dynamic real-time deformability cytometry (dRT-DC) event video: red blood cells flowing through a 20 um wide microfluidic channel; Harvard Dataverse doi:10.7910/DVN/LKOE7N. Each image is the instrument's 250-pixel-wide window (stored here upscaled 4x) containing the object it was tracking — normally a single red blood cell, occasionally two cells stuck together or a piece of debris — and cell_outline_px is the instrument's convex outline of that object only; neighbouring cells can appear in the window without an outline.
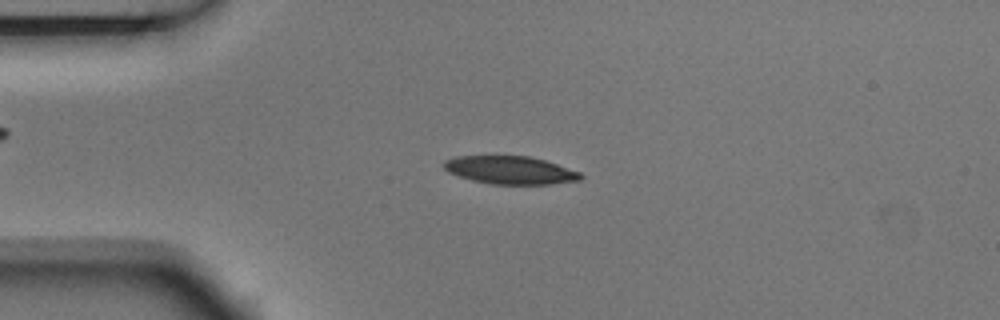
{"species": "Egyptian fruit bat (a non-hibernating species)", "species_latin": "Rousettus aegyptiacus", "temperature_condition": "room temperature", "stored_images_in_passage": 6, "camera_frame_rate_fps": 3000, "um_per_image_px": 0.085, "animal": {"sex": "male"}, "frame": {"image": 1, "passage_image": 3, "time_ms": 0.667, "image_size_px": [1000, 320], "cell_outline_px": [[584, 176], [580, 180], [548, 184], [492, 184], [472, 180], [448, 172], [444, 168], [444, 160], [456, 156], [496, 152], [528, 156], [544, 160], [580, 172]], "centroid_in_image_um": [43.3, 14.4], "position_along_channel_um": 41.7, "area_um2": 23.12}}
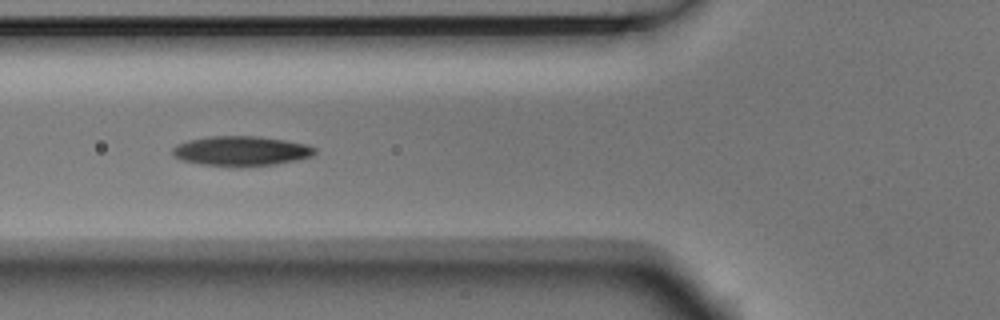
{"frame": {"image": 2, "passage_image": 5, "time_ms": 1.333, "image_size_px": [1000, 320], "cell_outline_px": [[316, 152], [312, 156], [296, 160], [276, 164], [240, 168], [200, 164], [180, 160], [172, 156], [172, 148], [176, 144], [188, 140], [208, 136], [260, 136], [284, 140], [304, 144], [316, 148]], "centroid_in_image_um": [20.45, 12.85], "position_along_channel_um": 105.4, "area_um2": 25.14}}
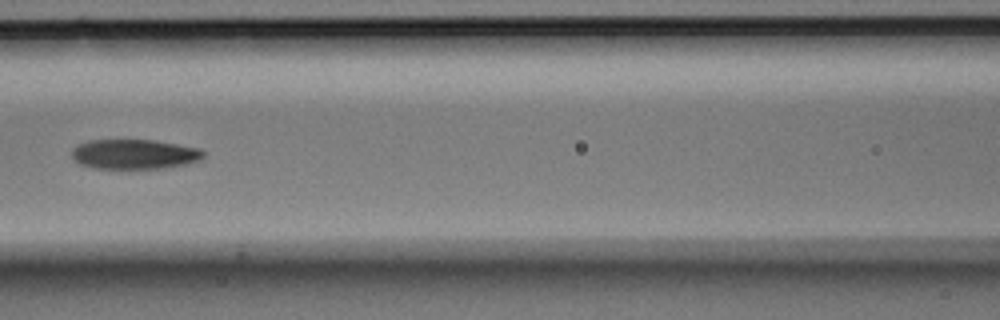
{"frame": {"image": 3, "passage_image": 6, "time_ms": 1.667, "image_size_px": [1000, 320], "cell_outline_px": [[204, 156], [200, 160], [184, 164], [164, 168], [92, 168], [80, 164], [72, 156], [72, 148], [76, 144], [88, 140], [152, 140], [200, 148], [204, 152]], "centroid_in_image_um": [11.39, 13.1], "position_along_channel_um": 155.2, "area_um2": 22.77}}